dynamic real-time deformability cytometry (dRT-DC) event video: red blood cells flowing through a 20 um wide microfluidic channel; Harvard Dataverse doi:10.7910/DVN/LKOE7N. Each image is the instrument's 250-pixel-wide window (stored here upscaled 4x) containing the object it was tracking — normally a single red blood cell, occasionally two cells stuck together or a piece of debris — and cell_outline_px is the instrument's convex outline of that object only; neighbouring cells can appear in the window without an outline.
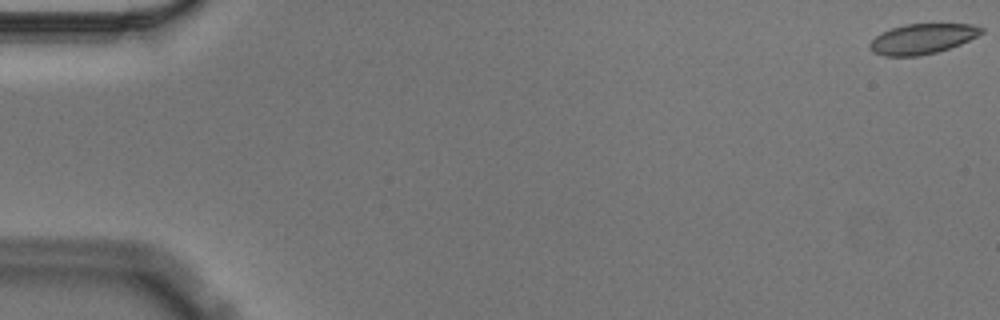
{"species": "Egyptian fruit bat (a non-hibernating species)", "species_latin": "Rousettus aegyptiacus", "temperature_condition": "cold", "stored_images_in_passage": 57, "camera_frame_rate_fps": 3000, "um_per_image_px": 0.085, "animal": {"sex": "male"}, "frame": {"image": 1, "passage_image": 1, "time_ms": 0.0, "image_size_px": [1000, 320], "cell_outline_px": [[984, 32], [960, 44], [936, 52], [920, 56], [884, 56], [872, 52], [868, 48], [868, 44], [876, 36], [892, 28], [904, 24], [972, 24], [984, 28]], "centroid_in_image_um": [78.37, 3.3], "position_along_channel_um": 6.6, "area_um2": 19.54}}
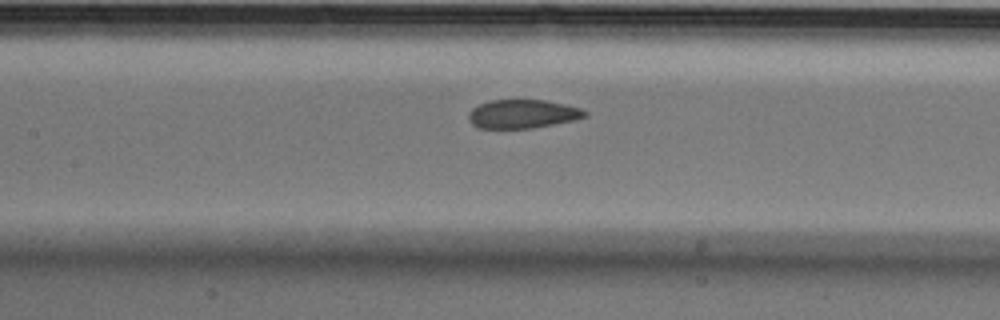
{"frame": {"image": 2, "passage_image": 27, "time_ms": 8.667, "image_size_px": [1000, 320], "cell_outline_px": [[588, 116], [572, 120], [532, 128], [480, 128], [472, 124], [468, 120], [468, 112], [472, 108], [480, 104], [492, 100], [544, 100], [564, 104], [580, 108], [588, 112]], "centroid_in_image_um": [44.4, 9.68], "position_along_channel_um": 163.0, "area_um2": 19.31}}
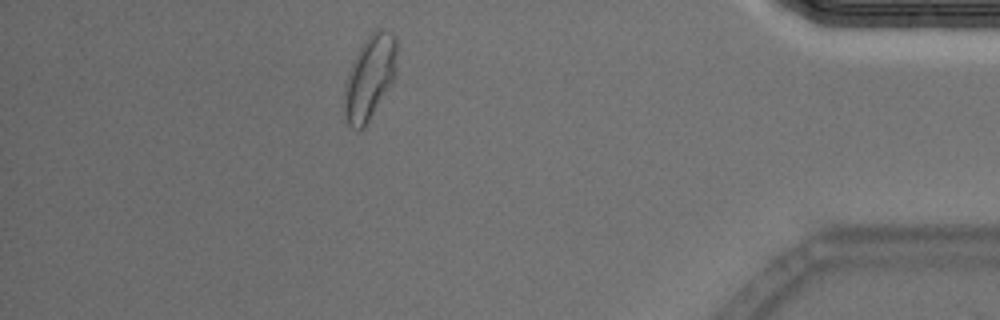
{"frame": {"image": 3, "passage_image": 51, "time_ms": 16.667, "image_size_px": [1000, 320], "cell_outline_px": [[396, 76], [364, 128], [352, 128], [344, 120], [344, 88], [348, 72], [364, 40], [376, 28], [380, 28], [392, 32], [396, 36]], "centroid_in_image_um": [31.43, 6.57], "position_along_channel_um": 403.8, "area_um2": 25.72}, "authors_computed_cell_mechanics": {"area_um2": 20.6924, "velocity_mm_per_s": 3.5304, "shape_relaxation_time_tau1_ms": null, "shape_relaxation_time_tau2_ms": 1.4963, "deformation_change_tau1": null, "deformation_change_tau2": 0.0462}}